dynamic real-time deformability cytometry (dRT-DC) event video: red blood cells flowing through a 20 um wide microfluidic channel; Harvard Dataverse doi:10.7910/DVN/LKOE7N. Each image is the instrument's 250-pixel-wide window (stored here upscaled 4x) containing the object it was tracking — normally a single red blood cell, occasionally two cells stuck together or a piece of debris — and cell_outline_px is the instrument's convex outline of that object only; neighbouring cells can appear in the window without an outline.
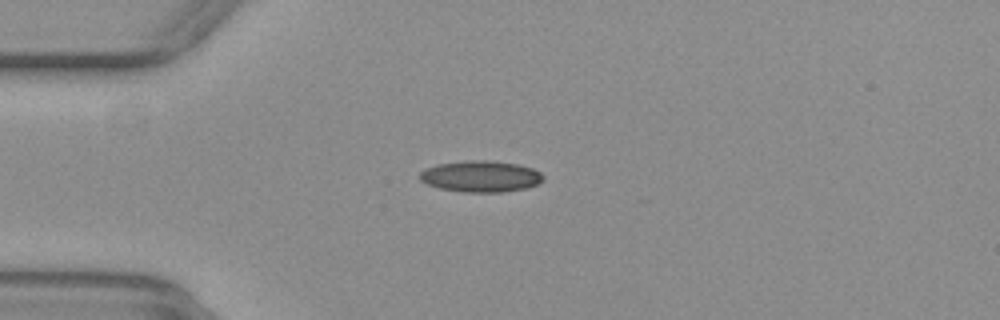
{"species": "common noctule bat (a hibernating species)", "species_latin": "Nyctalus noctula", "temperature_condition": "warm", "stored_images_in_passage": 47, "camera_frame_rate_fps": 3000, "um_per_image_px": 0.085, "animal": {"sex": "female", "body_mass_g": 29.2, "forearm_length_mm": 56.3}, "frame": {"image": 1, "passage_image": 8, "time_ms": 2.333, "image_size_px": [1000, 320], "cell_outline_px": [[544, 180], [536, 184], [524, 188], [500, 192], [464, 192], [440, 188], [428, 184], [420, 180], [420, 172], [424, 168], [436, 164], [468, 160], [488, 160], [516, 164], [532, 168], [540, 172], [544, 176]], "centroid_in_image_um": [40.84, 14.98], "position_along_channel_um": 44.2, "area_um2": 22.43}}
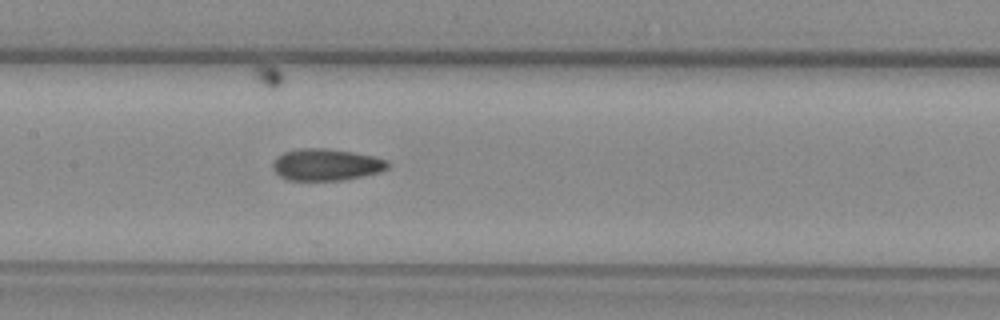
{"frame": {"image": 2, "passage_image": 20, "time_ms": 6.333, "image_size_px": [1000, 320], "cell_outline_px": [[388, 168], [380, 172], [344, 180], [288, 180], [280, 176], [272, 168], [272, 164], [276, 156], [284, 152], [300, 148], [324, 148], [352, 152], [372, 156], [388, 160]], "centroid_in_image_um": [27.71, 13.99], "position_along_channel_um": 179.7, "area_um2": 21.27}}
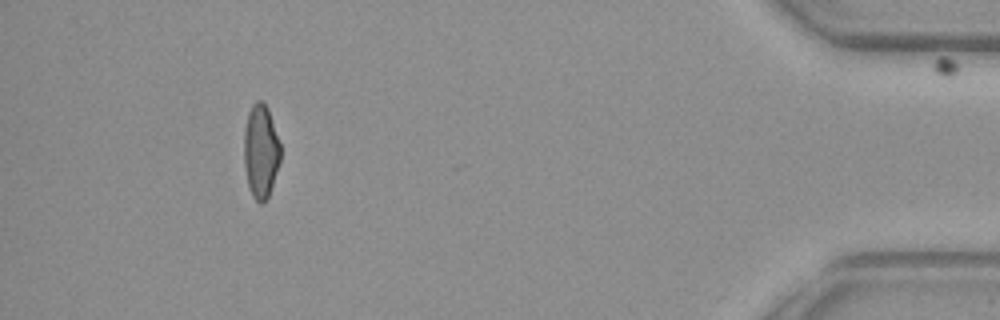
{"frame": {"image": 3, "passage_image": 43, "time_ms": 14.0, "image_size_px": [1000, 320], "cell_outline_px": [[280, 160], [268, 196], [260, 204], [252, 196], [248, 184], [244, 164], [244, 128], [248, 112], [252, 104], [256, 100], [260, 100], [268, 108], [280, 144]], "centroid_in_image_um": [22.15, 12.82], "position_along_channel_um": 413.1, "area_um2": 19.71}, "authors_computed_cell_mechanics": {"area_um2": 21.0392, "velocity_mm_per_s": 3.9102, "shape_relaxation_time_tau1_ms": null, "shape_relaxation_time_tau2_ms": 2.9543, "deformation_change_tau1": null, "deformation_change_tau2": 0.1026}}